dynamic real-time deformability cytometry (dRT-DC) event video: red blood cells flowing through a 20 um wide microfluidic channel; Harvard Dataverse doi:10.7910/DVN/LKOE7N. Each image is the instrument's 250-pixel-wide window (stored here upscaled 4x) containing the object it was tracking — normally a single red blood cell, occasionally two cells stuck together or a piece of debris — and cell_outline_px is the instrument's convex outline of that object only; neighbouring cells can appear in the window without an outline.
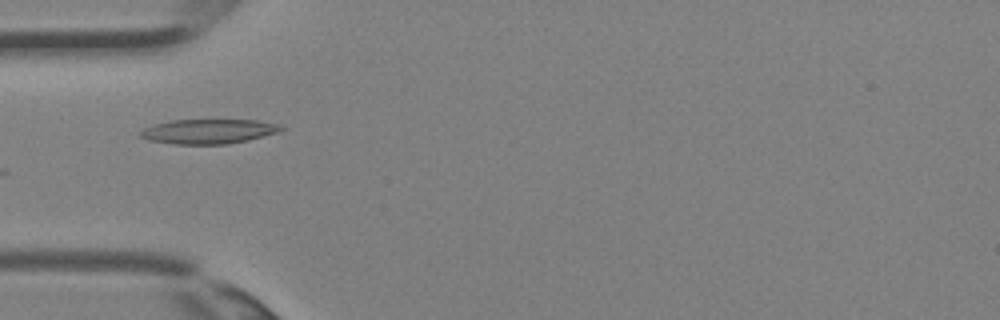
{"species": "Egyptian fruit bat (a non-hibernating species)", "species_latin": "Rousettus aegyptiacus", "temperature_condition": "room temperature", "stored_images_in_passage": 3, "camera_frame_rate_fps": 3000, "um_per_image_px": 0.085, "animal": {"sex": "female"}, "frame": {"image": 1, "passage_image": 1, "time_ms": 0.0, "image_size_px": [1000, 320], "cell_outline_px": [[288, 128], [280, 132], [248, 140], [224, 144], [176, 144], [148, 140], [140, 136], [140, 132], [144, 128], [152, 124], [168, 120], [256, 120], [280, 124]], "centroid_in_image_um": [17.76, 11.16], "position_along_channel_um": 67.2, "area_um2": 20.35}}
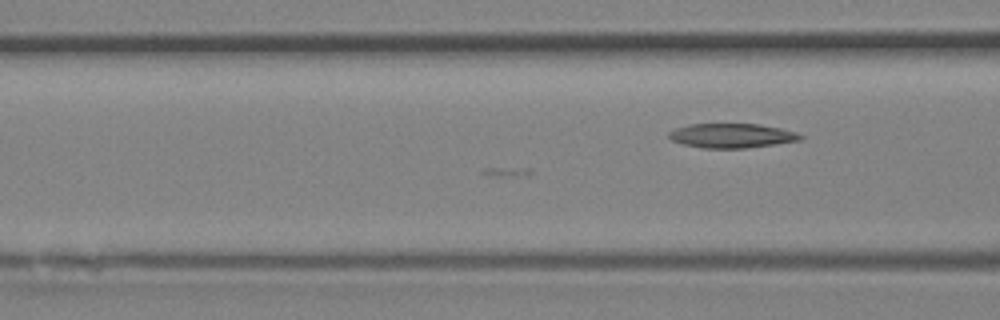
{"frame": {"image": 2, "passage_image": 3, "time_ms": 0.667, "image_size_px": [1000, 320], "cell_outline_px": [[804, 140], [776, 144], [744, 148], [704, 148], [684, 144], [672, 140], [668, 136], [668, 132], [676, 128], [688, 124], [760, 124], [780, 128], [796, 132], [804, 136]], "centroid_in_image_um": [62.24, 11.53], "position_along_channel_um": 104.4, "area_um2": 18.73}}